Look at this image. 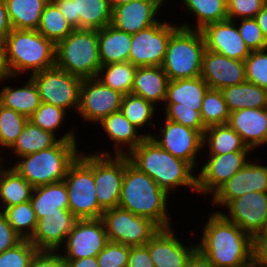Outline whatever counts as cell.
<instances>
[{
    "instance_id": "9",
    "label": "cell",
    "mask_w": 267,
    "mask_h": 267,
    "mask_svg": "<svg viewBox=\"0 0 267 267\" xmlns=\"http://www.w3.org/2000/svg\"><path fill=\"white\" fill-rule=\"evenodd\" d=\"M108 240L126 246H144L160 229L151 219L119 206L104 210L101 217Z\"/></svg>"
},
{
    "instance_id": "19",
    "label": "cell",
    "mask_w": 267,
    "mask_h": 267,
    "mask_svg": "<svg viewBox=\"0 0 267 267\" xmlns=\"http://www.w3.org/2000/svg\"><path fill=\"white\" fill-rule=\"evenodd\" d=\"M173 227L160 228L144 245L155 267H186L189 257L197 249V242L184 245Z\"/></svg>"
},
{
    "instance_id": "25",
    "label": "cell",
    "mask_w": 267,
    "mask_h": 267,
    "mask_svg": "<svg viewBox=\"0 0 267 267\" xmlns=\"http://www.w3.org/2000/svg\"><path fill=\"white\" fill-rule=\"evenodd\" d=\"M227 124L252 150L267 144V107L246 108L231 112Z\"/></svg>"
},
{
    "instance_id": "27",
    "label": "cell",
    "mask_w": 267,
    "mask_h": 267,
    "mask_svg": "<svg viewBox=\"0 0 267 267\" xmlns=\"http://www.w3.org/2000/svg\"><path fill=\"white\" fill-rule=\"evenodd\" d=\"M168 81L161 66L137 67L131 94L142 97L157 107L158 103L165 102Z\"/></svg>"
},
{
    "instance_id": "16",
    "label": "cell",
    "mask_w": 267,
    "mask_h": 267,
    "mask_svg": "<svg viewBox=\"0 0 267 267\" xmlns=\"http://www.w3.org/2000/svg\"><path fill=\"white\" fill-rule=\"evenodd\" d=\"M109 242L104 223L98 219H78L68 234L63 250L65 260L95 257Z\"/></svg>"
},
{
    "instance_id": "64",
    "label": "cell",
    "mask_w": 267,
    "mask_h": 267,
    "mask_svg": "<svg viewBox=\"0 0 267 267\" xmlns=\"http://www.w3.org/2000/svg\"><path fill=\"white\" fill-rule=\"evenodd\" d=\"M2 158H4L5 159V157L3 156V155H1L0 154V167L3 165V163H4V159H2Z\"/></svg>"
},
{
    "instance_id": "8",
    "label": "cell",
    "mask_w": 267,
    "mask_h": 267,
    "mask_svg": "<svg viewBox=\"0 0 267 267\" xmlns=\"http://www.w3.org/2000/svg\"><path fill=\"white\" fill-rule=\"evenodd\" d=\"M63 181L67 186L68 208L77 219L102 217L104 210L95 193L94 153L86 154L82 149Z\"/></svg>"
},
{
    "instance_id": "28",
    "label": "cell",
    "mask_w": 267,
    "mask_h": 267,
    "mask_svg": "<svg viewBox=\"0 0 267 267\" xmlns=\"http://www.w3.org/2000/svg\"><path fill=\"white\" fill-rule=\"evenodd\" d=\"M132 34L112 25L98 30L99 59L102 66L129 61Z\"/></svg>"
},
{
    "instance_id": "10",
    "label": "cell",
    "mask_w": 267,
    "mask_h": 267,
    "mask_svg": "<svg viewBox=\"0 0 267 267\" xmlns=\"http://www.w3.org/2000/svg\"><path fill=\"white\" fill-rule=\"evenodd\" d=\"M29 77L36 84L42 103L52 104L68 112L78 111L82 78L56 65Z\"/></svg>"
},
{
    "instance_id": "24",
    "label": "cell",
    "mask_w": 267,
    "mask_h": 267,
    "mask_svg": "<svg viewBox=\"0 0 267 267\" xmlns=\"http://www.w3.org/2000/svg\"><path fill=\"white\" fill-rule=\"evenodd\" d=\"M78 219L71 212L45 214L29 241L37 250L59 251Z\"/></svg>"
},
{
    "instance_id": "61",
    "label": "cell",
    "mask_w": 267,
    "mask_h": 267,
    "mask_svg": "<svg viewBox=\"0 0 267 267\" xmlns=\"http://www.w3.org/2000/svg\"><path fill=\"white\" fill-rule=\"evenodd\" d=\"M256 249H267V227L265 232L256 240Z\"/></svg>"
},
{
    "instance_id": "31",
    "label": "cell",
    "mask_w": 267,
    "mask_h": 267,
    "mask_svg": "<svg viewBox=\"0 0 267 267\" xmlns=\"http://www.w3.org/2000/svg\"><path fill=\"white\" fill-rule=\"evenodd\" d=\"M0 167V211L30 201L34 187L13 167Z\"/></svg>"
},
{
    "instance_id": "3",
    "label": "cell",
    "mask_w": 267,
    "mask_h": 267,
    "mask_svg": "<svg viewBox=\"0 0 267 267\" xmlns=\"http://www.w3.org/2000/svg\"><path fill=\"white\" fill-rule=\"evenodd\" d=\"M169 195L146 173L135 167L126 156V167L118 206L137 216L151 219L160 228H170Z\"/></svg>"
},
{
    "instance_id": "38",
    "label": "cell",
    "mask_w": 267,
    "mask_h": 267,
    "mask_svg": "<svg viewBox=\"0 0 267 267\" xmlns=\"http://www.w3.org/2000/svg\"><path fill=\"white\" fill-rule=\"evenodd\" d=\"M136 69L129 61L112 63L101 66L96 78L112 90L126 95L131 93Z\"/></svg>"
},
{
    "instance_id": "30",
    "label": "cell",
    "mask_w": 267,
    "mask_h": 267,
    "mask_svg": "<svg viewBox=\"0 0 267 267\" xmlns=\"http://www.w3.org/2000/svg\"><path fill=\"white\" fill-rule=\"evenodd\" d=\"M27 80L20 87L2 86L0 103L29 118L42 102L34 81L30 77Z\"/></svg>"
},
{
    "instance_id": "58",
    "label": "cell",
    "mask_w": 267,
    "mask_h": 267,
    "mask_svg": "<svg viewBox=\"0 0 267 267\" xmlns=\"http://www.w3.org/2000/svg\"><path fill=\"white\" fill-rule=\"evenodd\" d=\"M66 267H99L96 256L84 257L77 260H65Z\"/></svg>"
},
{
    "instance_id": "11",
    "label": "cell",
    "mask_w": 267,
    "mask_h": 267,
    "mask_svg": "<svg viewBox=\"0 0 267 267\" xmlns=\"http://www.w3.org/2000/svg\"><path fill=\"white\" fill-rule=\"evenodd\" d=\"M132 34L129 62L136 67L162 66L171 35L180 27L169 20Z\"/></svg>"
},
{
    "instance_id": "4",
    "label": "cell",
    "mask_w": 267,
    "mask_h": 267,
    "mask_svg": "<svg viewBox=\"0 0 267 267\" xmlns=\"http://www.w3.org/2000/svg\"><path fill=\"white\" fill-rule=\"evenodd\" d=\"M55 51L56 45L39 31L11 29L5 38L7 75L20 77L29 72L30 76L51 68L55 66Z\"/></svg>"
},
{
    "instance_id": "35",
    "label": "cell",
    "mask_w": 267,
    "mask_h": 267,
    "mask_svg": "<svg viewBox=\"0 0 267 267\" xmlns=\"http://www.w3.org/2000/svg\"><path fill=\"white\" fill-rule=\"evenodd\" d=\"M209 147V155H223L236 151H253L242 141L241 136L228 124L206 128L203 135V147Z\"/></svg>"
},
{
    "instance_id": "59",
    "label": "cell",
    "mask_w": 267,
    "mask_h": 267,
    "mask_svg": "<svg viewBox=\"0 0 267 267\" xmlns=\"http://www.w3.org/2000/svg\"><path fill=\"white\" fill-rule=\"evenodd\" d=\"M258 26L261 28L263 35L267 41V4L255 16Z\"/></svg>"
},
{
    "instance_id": "62",
    "label": "cell",
    "mask_w": 267,
    "mask_h": 267,
    "mask_svg": "<svg viewBox=\"0 0 267 267\" xmlns=\"http://www.w3.org/2000/svg\"><path fill=\"white\" fill-rule=\"evenodd\" d=\"M133 1H138V0H109L110 7L111 9H114L115 7H118L120 5L133 2Z\"/></svg>"
},
{
    "instance_id": "60",
    "label": "cell",
    "mask_w": 267,
    "mask_h": 267,
    "mask_svg": "<svg viewBox=\"0 0 267 267\" xmlns=\"http://www.w3.org/2000/svg\"><path fill=\"white\" fill-rule=\"evenodd\" d=\"M256 258L259 260L261 267H267V249H256Z\"/></svg>"
},
{
    "instance_id": "50",
    "label": "cell",
    "mask_w": 267,
    "mask_h": 267,
    "mask_svg": "<svg viewBox=\"0 0 267 267\" xmlns=\"http://www.w3.org/2000/svg\"><path fill=\"white\" fill-rule=\"evenodd\" d=\"M165 109V119L182 124L188 128L199 131L204 135V127L200 113L196 108H163Z\"/></svg>"
},
{
    "instance_id": "23",
    "label": "cell",
    "mask_w": 267,
    "mask_h": 267,
    "mask_svg": "<svg viewBox=\"0 0 267 267\" xmlns=\"http://www.w3.org/2000/svg\"><path fill=\"white\" fill-rule=\"evenodd\" d=\"M100 124V128L106 132L109 140L113 141L114 153L110 151H103L99 149L94 154L98 155H115V156H128L138 144H140L146 137H150L151 133L146 132L145 134L134 126L119 110L113 112L105 117ZM124 145V147H122ZM126 149V150H125Z\"/></svg>"
},
{
    "instance_id": "17",
    "label": "cell",
    "mask_w": 267,
    "mask_h": 267,
    "mask_svg": "<svg viewBox=\"0 0 267 267\" xmlns=\"http://www.w3.org/2000/svg\"><path fill=\"white\" fill-rule=\"evenodd\" d=\"M252 151H236L223 155L207 156L197 174V195L212 196L236 172L250 160Z\"/></svg>"
},
{
    "instance_id": "47",
    "label": "cell",
    "mask_w": 267,
    "mask_h": 267,
    "mask_svg": "<svg viewBox=\"0 0 267 267\" xmlns=\"http://www.w3.org/2000/svg\"><path fill=\"white\" fill-rule=\"evenodd\" d=\"M129 254L130 246L109 241L96 258L99 267H127Z\"/></svg>"
},
{
    "instance_id": "63",
    "label": "cell",
    "mask_w": 267,
    "mask_h": 267,
    "mask_svg": "<svg viewBox=\"0 0 267 267\" xmlns=\"http://www.w3.org/2000/svg\"><path fill=\"white\" fill-rule=\"evenodd\" d=\"M242 267H261L259 260L256 258L253 262L246 264Z\"/></svg>"
},
{
    "instance_id": "18",
    "label": "cell",
    "mask_w": 267,
    "mask_h": 267,
    "mask_svg": "<svg viewBox=\"0 0 267 267\" xmlns=\"http://www.w3.org/2000/svg\"><path fill=\"white\" fill-rule=\"evenodd\" d=\"M254 160L249 161L210 197L212 206L224 208L231 200L250 192L267 193V164Z\"/></svg>"
},
{
    "instance_id": "45",
    "label": "cell",
    "mask_w": 267,
    "mask_h": 267,
    "mask_svg": "<svg viewBox=\"0 0 267 267\" xmlns=\"http://www.w3.org/2000/svg\"><path fill=\"white\" fill-rule=\"evenodd\" d=\"M244 64L246 80L267 90V49L251 51Z\"/></svg>"
},
{
    "instance_id": "34",
    "label": "cell",
    "mask_w": 267,
    "mask_h": 267,
    "mask_svg": "<svg viewBox=\"0 0 267 267\" xmlns=\"http://www.w3.org/2000/svg\"><path fill=\"white\" fill-rule=\"evenodd\" d=\"M49 0H5L12 29L37 30Z\"/></svg>"
},
{
    "instance_id": "21",
    "label": "cell",
    "mask_w": 267,
    "mask_h": 267,
    "mask_svg": "<svg viewBox=\"0 0 267 267\" xmlns=\"http://www.w3.org/2000/svg\"><path fill=\"white\" fill-rule=\"evenodd\" d=\"M164 0H138L112 9L111 24L117 30L135 34L145 28L155 25L160 19ZM159 13V14H158Z\"/></svg>"
},
{
    "instance_id": "20",
    "label": "cell",
    "mask_w": 267,
    "mask_h": 267,
    "mask_svg": "<svg viewBox=\"0 0 267 267\" xmlns=\"http://www.w3.org/2000/svg\"><path fill=\"white\" fill-rule=\"evenodd\" d=\"M201 32L206 49L212 52L240 61H244L251 53L234 20L208 24Z\"/></svg>"
},
{
    "instance_id": "39",
    "label": "cell",
    "mask_w": 267,
    "mask_h": 267,
    "mask_svg": "<svg viewBox=\"0 0 267 267\" xmlns=\"http://www.w3.org/2000/svg\"><path fill=\"white\" fill-rule=\"evenodd\" d=\"M74 29L52 1L45 5L37 31L55 45L65 39Z\"/></svg>"
},
{
    "instance_id": "41",
    "label": "cell",
    "mask_w": 267,
    "mask_h": 267,
    "mask_svg": "<svg viewBox=\"0 0 267 267\" xmlns=\"http://www.w3.org/2000/svg\"><path fill=\"white\" fill-rule=\"evenodd\" d=\"M157 109L151 102L130 93L123 96L120 111L134 126L143 130L146 125L156 128L153 118Z\"/></svg>"
},
{
    "instance_id": "56",
    "label": "cell",
    "mask_w": 267,
    "mask_h": 267,
    "mask_svg": "<svg viewBox=\"0 0 267 267\" xmlns=\"http://www.w3.org/2000/svg\"><path fill=\"white\" fill-rule=\"evenodd\" d=\"M186 267H215L198 249L189 257Z\"/></svg>"
},
{
    "instance_id": "51",
    "label": "cell",
    "mask_w": 267,
    "mask_h": 267,
    "mask_svg": "<svg viewBox=\"0 0 267 267\" xmlns=\"http://www.w3.org/2000/svg\"><path fill=\"white\" fill-rule=\"evenodd\" d=\"M29 267H66V261L60 251L37 250Z\"/></svg>"
},
{
    "instance_id": "54",
    "label": "cell",
    "mask_w": 267,
    "mask_h": 267,
    "mask_svg": "<svg viewBox=\"0 0 267 267\" xmlns=\"http://www.w3.org/2000/svg\"><path fill=\"white\" fill-rule=\"evenodd\" d=\"M68 23L75 29V0H52Z\"/></svg>"
},
{
    "instance_id": "2",
    "label": "cell",
    "mask_w": 267,
    "mask_h": 267,
    "mask_svg": "<svg viewBox=\"0 0 267 267\" xmlns=\"http://www.w3.org/2000/svg\"><path fill=\"white\" fill-rule=\"evenodd\" d=\"M130 162L149 175L169 196L177 188H191L197 194V173L186 161L174 157L150 137L128 155ZM195 174V175H194Z\"/></svg>"
},
{
    "instance_id": "32",
    "label": "cell",
    "mask_w": 267,
    "mask_h": 267,
    "mask_svg": "<svg viewBox=\"0 0 267 267\" xmlns=\"http://www.w3.org/2000/svg\"><path fill=\"white\" fill-rule=\"evenodd\" d=\"M227 107L231 112L246 108H266L267 90L245 81L244 83L222 88Z\"/></svg>"
},
{
    "instance_id": "46",
    "label": "cell",
    "mask_w": 267,
    "mask_h": 267,
    "mask_svg": "<svg viewBox=\"0 0 267 267\" xmlns=\"http://www.w3.org/2000/svg\"><path fill=\"white\" fill-rule=\"evenodd\" d=\"M37 248L23 239L15 247L0 253V267H29Z\"/></svg>"
},
{
    "instance_id": "12",
    "label": "cell",
    "mask_w": 267,
    "mask_h": 267,
    "mask_svg": "<svg viewBox=\"0 0 267 267\" xmlns=\"http://www.w3.org/2000/svg\"><path fill=\"white\" fill-rule=\"evenodd\" d=\"M123 94L105 86L98 78L81 82L77 114L83 122L98 125L105 117L121 108Z\"/></svg>"
},
{
    "instance_id": "29",
    "label": "cell",
    "mask_w": 267,
    "mask_h": 267,
    "mask_svg": "<svg viewBox=\"0 0 267 267\" xmlns=\"http://www.w3.org/2000/svg\"><path fill=\"white\" fill-rule=\"evenodd\" d=\"M30 202L37 220L45 214L71 212L68 208V192L64 181L35 187Z\"/></svg>"
},
{
    "instance_id": "49",
    "label": "cell",
    "mask_w": 267,
    "mask_h": 267,
    "mask_svg": "<svg viewBox=\"0 0 267 267\" xmlns=\"http://www.w3.org/2000/svg\"><path fill=\"white\" fill-rule=\"evenodd\" d=\"M229 20L255 18L266 5L265 0H226Z\"/></svg>"
},
{
    "instance_id": "43",
    "label": "cell",
    "mask_w": 267,
    "mask_h": 267,
    "mask_svg": "<svg viewBox=\"0 0 267 267\" xmlns=\"http://www.w3.org/2000/svg\"><path fill=\"white\" fill-rule=\"evenodd\" d=\"M2 212L23 239L32 237L37 227V218L30 201L7 207Z\"/></svg>"
},
{
    "instance_id": "7",
    "label": "cell",
    "mask_w": 267,
    "mask_h": 267,
    "mask_svg": "<svg viewBox=\"0 0 267 267\" xmlns=\"http://www.w3.org/2000/svg\"><path fill=\"white\" fill-rule=\"evenodd\" d=\"M205 49L201 30L179 27L169 39L161 66L168 80L199 77Z\"/></svg>"
},
{
    "instance_id": "57",
    "label": "cell",
    "mask_w": 267,
    "mask_h": 267,
    "mask_svg": "<svg viewBox=\"0 0 267 267\" xmlns=\"http://www.w3.org/2000/svg\"><path fill=\"white\" fill-rule=\"evenodd\" d=\"M15 78V81L19 77H12L7 75V69H6V62H5V38L0 36V84L4 82L5 80H13Z\"/></svg>"
},
{
    "instance_id": "55",
    "label": "cell",
    "mask_w": 267,
    "mask_h": 267,
    "mask_svg": "<svg viewBox=\"0 0 267 267\" xmlns=\"http://www.w3.org/2000/svg\"><path fill=\"white\" fill-rule=\"evenodd\" d=\"M12 26L8 18L5 0H0V36L6 38Z\"/></svg>"
},
{
    "instance_id": "1",
    "label": "cell",
    "mask_w": 267,
    "mask_h": 267,
    "mask_svg": "<svg viewBox=\"0 0 267 267\" xmlns=\"http://www.w3.org/2000/svg\"><path fill=\"white\" fill-rule=\"evenodd\" d=\"M210 214L203 225L197 249L215 267H242L253 262L256 259V241L219 210Z\"/></svg>"
},
{
    "instance_id": "52",
    "label": "cell",
    "mask_w": 267,
    "mask_h": 267,
    "mask_svg": "<svg viewBox=\"0 0 267 267\" xmlns=\"http://www.w3.org/2000/svg\"><path fill=\"white\" fill-rule=\"evenodd\" d=\"M23 238L8 223L6 216L0 211V253L15 247Z\"/></svg>"
},
{
    "instance_id": "6",
    "label": "cell",
    "mask_w": 267,
    "mask_h": 267,
    "mask_svg": "<svg viewBox=\"0 0 267 267\" xmlns=\"http://www.w3.org/2000/svg\"><path fill=\"white\" fill-rule=\"evenodd\" d=\"M55 65L82 79L96 78L101 68L98 30L74 29L56 44Z\"/></svg>"
},
{
    "instance_id": "40",
    "label": "cell",
    "mask_w": 267,
    "mask_h": 267,
    "mask_svg": "<svg viewBox=\"0 0 267 267\" xmlns=\"http://www.w3.org/2000/svg\"><path fill=\"white\" fill-rule=\"evenodd\" d=\"M66 110L56 107L52 104L41 103V105L36 109V111L29 117L31 121L36 126L40 127L45 131L52 132L53 134L59 136L60 140H78L76 138L77 130L70 129L63 135H58L56 130H60L64 126L62 125L67 115Z\"/></svg>"
},
{
    "instance_id": "33",
    "label": "cell",
    "mask_w": 267,
    "mask_h": 267,
    "mask_svg": "<svg viewBox=\"0 0 267 267\" xmlns=\"http://www.w3.org/2000/svg\"><path fill=\"white\" fill-rule=\"evenodd\" d=\"M109 0H75V29L100 30L111 24Z\"/></svg>"
},
{
    "instance_id": "26",
    "label": "cell",
    "mask_w": 267,
    "mask_h": 267,
    "mask_svg": "<svg viewBox=\"0 0 267 267\" xmlns=\"http://www.w3.org/2000/svg\"><path fill=\"white\" fill-rule=\"evenodd\" d=\"M208 89L207 83L200 76L169 80L163 105L165 108H196L200 113Z\"/></svg>"
},
{
    "instance_id": "15",
    "label": "cell",
    "mask_w": 267,
    "mask_h": 267,
    "mask_svg": "<svg viewBox=\"0 0 267 267\" xmlns=\"http://www.w3.org/2000/svg\"><path fill=\"white\" fill-rule=\"evenodd\" d=\"M126 167V156L94 154L95 193L103 210L118 206Z\"/></svg>"
},
{
    "instance_id": "13",
    "label": "cell",
    "mask_w": 267,
    "mask_h": 267,
    "mask_svg": "<svg viewBox=\"0 0 267 267\" xmlns=\"http://www.w3.org/2000/svg\"><path fill=\"white\" fill-rule=\"evenodd\" d=\"M228 214L220 213L238 225L255 241L267 227V193L250 192L231 200L226 206Z\"/></svg>"
},
{
    "instance_id": "37",
    "label": "cell",
    "mask_w": 267,
    "mask_h": 267,
    "mask_svg": "<svg viewBox=\"0 0 267 267\" xmlns=\"http://www.w3.org/2000/svg\"><path fill=\"white\" fill-rule=\"evenodd\" d=\"M59 141V137L55 134L41 129L28 120L23 131L9 150L15 154L14 157L17 160L18 157L49 149Z\"/></svg>"
},
{
    "instance_id": "44",
    "label": "cell",
    "mask_w": 267,
    "mask_h": 267,
    "mask_svg": "<svg viewBox=\"0 0 267 267\" xmlns=\"http://www.w3.org/2000/svg\"><path fill=\"white\" fill-rule=\"evenodd\" d=\"M29 118L0 103V147L5 151L13 146ZM5 147V148H4ZM4 150H0L2 154Z\"/></svg>"
},
{
    "instance_id": "22",
    "label": "cell",
    "mask_w": 267,
    "mask_h": 267,
    "mask_svg": "<svg viewBox=\"0 0 267 267\" xmlns=\"http://www.w3.org/2000/svg\"><path fill=\"white\" fill-rule=\"evenodd\" d=\"M200 77L209 88L218 90L247 81L244 61L231 59L208 49H205L202 57Z\"/></svg>"
},
{
    "instance_id": "5",
    "label": "cell",
    "mask_w": 267,
    "mask_h": 267,
    "mask_svg": "<svg viewBox=\"0 0 267 267\" xmlns=\"http://www.w3.org/2000/svg\"><path fill=\"white\" fill-rule=\"evenodd\" d=\"M77 140H60L55 146L18 157L12 167L34 188L62 181L80 155Z\"/></svg>"
},
{
    "instance_id": "53",
    "label": "cell",
    "mask_w": 267,
    "mask_h": 267,
    "mask_svg": "<svg viewBox=\"0 0 267 267\" xmlns=\"http://www.w3.org/2000/svg\"><path fill=\"white\" fill-rule=\"evenodd\" d=\"M127 267H155L145 246L130 247Z\"/></svg>"
},
{
    "instance_id": "36",
    "label": "cell",
    "mask_w": 267,
    "mask_h": 267,
    "mask_svg": "<svg viewBox=\"0 0 267 267\" xmlns=\"http://www.w3.org/2000/svg\"><path fill=\"white\" fill-rule=\"evenodd\" d=\"M183 8L196 17V25L189 22L179 26L191 30H202L206 25L228 19L226 0H181Z\"/></svg>"
},
{
    "instance_id": "48",
    "label": "cell",
    "mask_w": 267,
    "mask_h": 267,
    "mask_svg": "<svg viewBox=\"0 0 267 267\" xmlns=\"http://www.w3.org/2000/svg\"><path fill=\"white\" fill-rule=\"evenodd\" d=\"M240 23L235 21L242 39L250 51L267 49V41L258 26L255 18L239 19Z\"/></svg>"
},
{
    "instance_id": "14",
    "label": "cell",
    "mask_w": 267,
    "mask_h": 267,
    "mask_svg": "<svg viewBox=\"0 0 267 267\" xmlns=\"http://www.w3.org/2000/svg\"><path fill=\"white\" fill-rule=\"evenodd\" d=\"M159 128V134H150L160 147L174 157L188 162L194 169H198V156L203 147V135L194 129L165 119ZM163 126V127H162ZM198 155V156H197Z\"/></svg>"
},
{
    "instance_id": "42",
    "label": "cell",
    "mask_w": 267,
    "mask_h": 267,
    "mask_svg": "<svg viewBox=\"0 0 267 267\" xmlns=\"http://www.w3.org/2000/svg\"><path fill=\"white\" fill-rule=\"evenodd\" d=\"M230 111L223 94L218 89L209 88L202 101L200 117L205 128L227 124Z\"/></svg>"
}]
</instances>
